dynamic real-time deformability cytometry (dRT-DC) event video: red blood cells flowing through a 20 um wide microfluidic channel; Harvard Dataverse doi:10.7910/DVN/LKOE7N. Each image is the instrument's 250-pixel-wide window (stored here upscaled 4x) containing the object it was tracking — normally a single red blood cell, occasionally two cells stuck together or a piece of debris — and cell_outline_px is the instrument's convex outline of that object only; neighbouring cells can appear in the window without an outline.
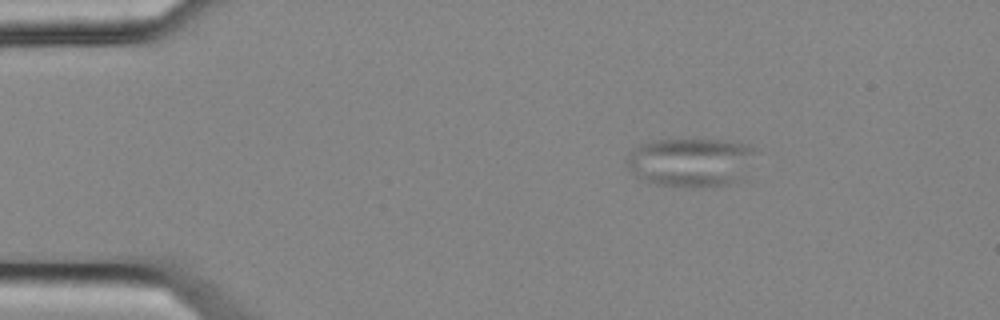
{"species": "common noctule bat (a hibernating species)", "species_latin": "Nyctalus noctula", "temperature_condition": "cold", "stored_images_in_passage": 3, "camera_frame_rate_fps": 3000, "um_per_image_px": 0.085, "animal": {"sex": "female", "body_mass_g": 25.1}, "frame": {"image": 1, "passage_image": 1, "time_ms": 0.0, "image_size_px": [1000, 320], "cell_outline_px": [[756, 152], [744, 176], [740, 180], [728, 184], [656, 184], [644, 180], [636, 176], [628, 168], [628, 156], [640, 144], [652, 140], [728, 140], [752, 144], [756, 148]], "centroid_in_image_um": [58.77, 13.73], "position_along_channel_um": 26.2, "area_um2": 35.84}}